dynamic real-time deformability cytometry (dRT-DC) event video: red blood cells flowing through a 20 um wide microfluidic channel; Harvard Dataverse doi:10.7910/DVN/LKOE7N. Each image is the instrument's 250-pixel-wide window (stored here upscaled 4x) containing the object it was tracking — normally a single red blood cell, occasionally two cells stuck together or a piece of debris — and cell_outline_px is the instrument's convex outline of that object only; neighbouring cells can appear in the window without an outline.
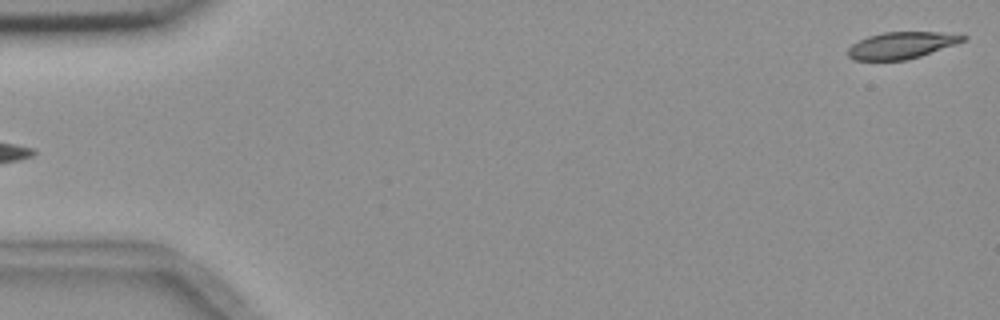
{"species": "common noctule bat (a hibernating species)", "species_latin": "Nyctalus noctula", "temperature_condition": "room temperature", "stored_images_in_passage": 4, "segment_of_instrument_passage": [2, 2], "camera_frame_rate_fps": 3000, "um_per_image_px": 0.085, "animal": {"sex": "female", "body_mass_g": 18.4}, "frame": {"image": 1, "passage_image": 4, "time_ms": 3.333, "image_size_px": [1000, 320], "cell_outline_px": [[968, 36], [964, 40], [956, 44], [908, 60], [852, 60], [848, 56], [848, 48], [852, 44], [868, 36], [884, 32], [936, 32]], "centroid_in_image_um": [76.59, 3.86], "position_along_channel_um": 8.4, "area_um2": 17.74}}